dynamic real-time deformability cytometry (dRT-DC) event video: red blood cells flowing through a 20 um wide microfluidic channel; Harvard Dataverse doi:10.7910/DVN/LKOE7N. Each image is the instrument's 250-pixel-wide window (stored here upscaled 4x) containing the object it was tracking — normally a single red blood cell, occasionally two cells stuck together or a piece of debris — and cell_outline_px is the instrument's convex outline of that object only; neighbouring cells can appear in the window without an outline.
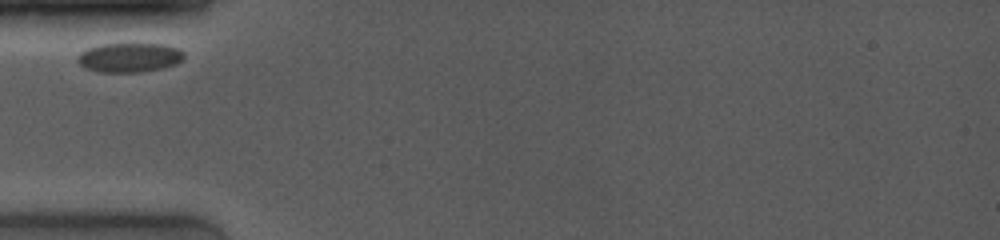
{"species": "common noctule bat (a hibernating species)", "species_latin": "Nyctalus noctula", "temperature_condition": "room temperature", "stored_images_in_passage": 12, "camera_frame_rate_fps": 4000, "um_per_image_px": 0.085, "animal": {"sex": "female", "body_mass_g": 19.0, "forearm_length_mm": 53.3}, "frame": {"image": 1, "passage_image": 1, "time_ms": 0.0, "image_size_px": [1000, 240], "cell_outline_px": [[184, 56], [176, 64], [164, 68], [140, 72], [100, 72], [84, 68], [76, 60], [76, 56], [80, 52], [88, 48], [100, 44], [164, 44], [176, 48], [184, 52]], "centroid_in_image_um": [10.96, 4.89], "position_along_channel_um": 74.0, "area_um2": 18.26}}
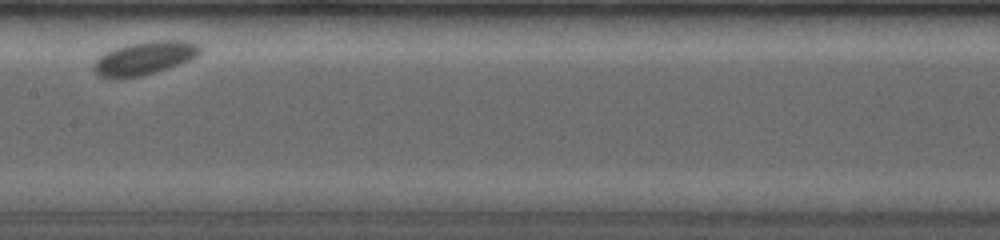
{"frame": {"image": 2, "passage_image": 4, "time_ms": 3.5, "image_size_px": [1000, 240], "cell_outline_px": [[200, 52], [196, 56], [180, 64], [168, 68], [140, 76], [120, 80], [112, 80], [100, 76], [92, 68], [92, 64], [104, 52], [112, 48], [128, 44], [148, 40], [184, 40], [196, 44], [200, 48]], "centroid_in_image_um": [12.2, 4.95], "position_along_channel_um": 195.2, "area_um2": 20.92}}
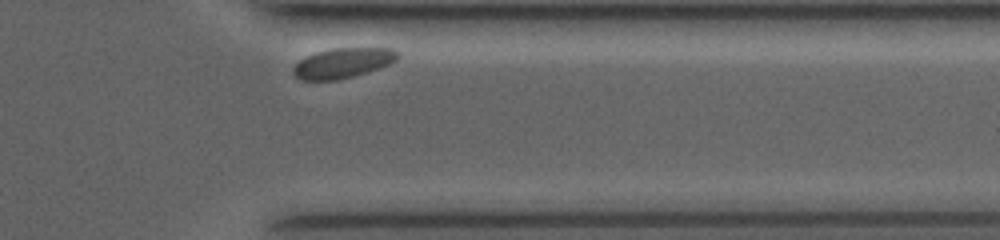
{"frame": {"image": 3, "passage_image": 11, "time_ms": 8.75, "image_size_px": [1000, 240], "cell_outline_px": [[400, 56], [396, 60], [388, 64], [368, 72], [336, 80], [300, 80], [292, 72], [292, 68], [304, 56], [316, 52], [332, 48], [392, 48], [400, 52]], "centroid_in_image_um": [29.14, 5.34], "position_along_channel_um": 382.3, "area_um2": 18.32}}